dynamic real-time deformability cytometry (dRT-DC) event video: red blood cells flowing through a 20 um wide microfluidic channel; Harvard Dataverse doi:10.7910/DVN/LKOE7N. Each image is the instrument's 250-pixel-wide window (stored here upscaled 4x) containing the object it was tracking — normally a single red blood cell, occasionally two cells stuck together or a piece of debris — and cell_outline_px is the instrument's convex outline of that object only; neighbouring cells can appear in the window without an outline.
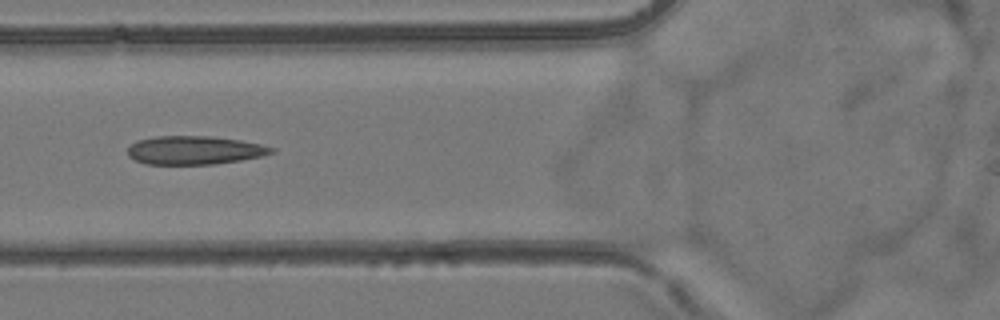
{"species": "common noctule bat (a hibernating species)", "species_latin": "Nyctalus noctula", "temperature_condition": "room temperature", "stored_images_in_passage": 9, "camera_frame_rate_fps": 3000, "um_per_image_px": 0.085, "animal": {"sex": "female", "body_mass_g": 24.6, "forearm_length_mm": 56.2}, "frame": {"image": 1, "passage_image": 5, "time_ms": 4.667, "image_size_px": [1000, 320], "cell_outline_px": [[276, 152], [260, 156], [240, 160], [212, 164], [148, 164], [136, 160], [128, 156], [128, 148], [136, 140], [156, 136], [212, 136], [240, 140], [260, 144], [276, 148]], "centroid_in_image_um": [16.54, 12.76], "position_along_channel_um": 109.3, "area_um2": 23.81}}
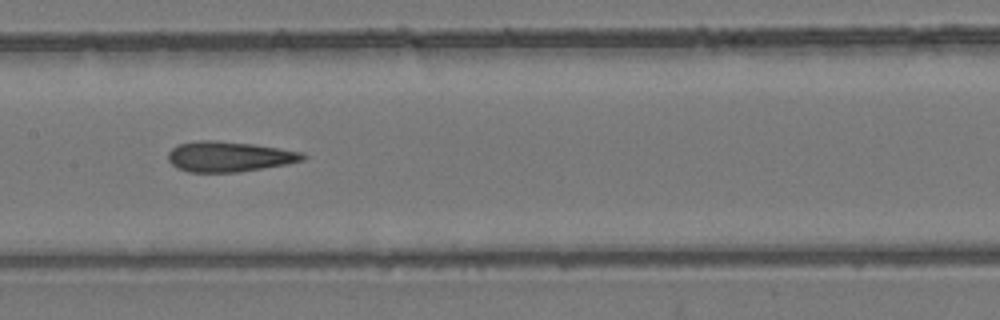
{"frame": {"image": 2, "passage_image": 7, "time_ms": 6.667, "image_size_px": [1000, 320], "cell_outline_px": [[308, 156], [304, 160], [288, 164], [240, 172], [188, 172], [176, 168], [168, 160], [168, 152], [176, 144], [200, 140], [216, 140], [256, 144], [304, 152]], "centroid_in_image_um": [19.49, 13.3], "position_along_channel_um": 187.9, "area_um2": 24.22}}
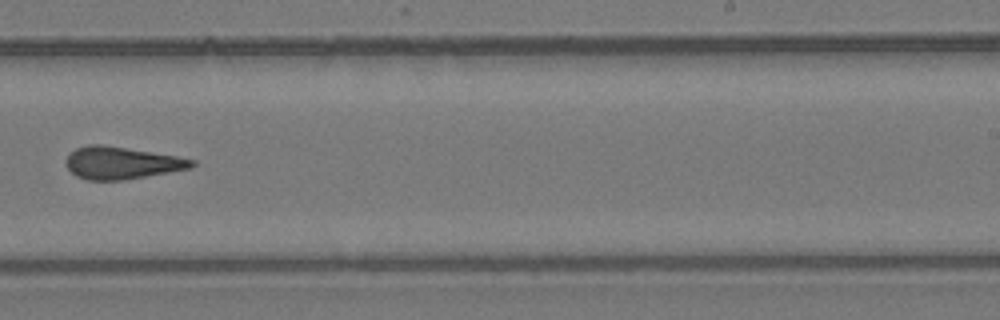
{"frame": {"image": 3, "passage_image": 9, "time_ms": 9.0, "image_size_px": [1000, 320], "cell_outline_px": [[196, 164], [192, 168], [124, 180], [88, 180], [76, 176], [64, 164], [64, 160], [76, 148], [88, 144], [100, 144], [176, 156], [196, 160]], "centroid_in_image_um": [10.33, 13.85], "position_along_channel_um": 278.7, "area_um2": 23.58}}